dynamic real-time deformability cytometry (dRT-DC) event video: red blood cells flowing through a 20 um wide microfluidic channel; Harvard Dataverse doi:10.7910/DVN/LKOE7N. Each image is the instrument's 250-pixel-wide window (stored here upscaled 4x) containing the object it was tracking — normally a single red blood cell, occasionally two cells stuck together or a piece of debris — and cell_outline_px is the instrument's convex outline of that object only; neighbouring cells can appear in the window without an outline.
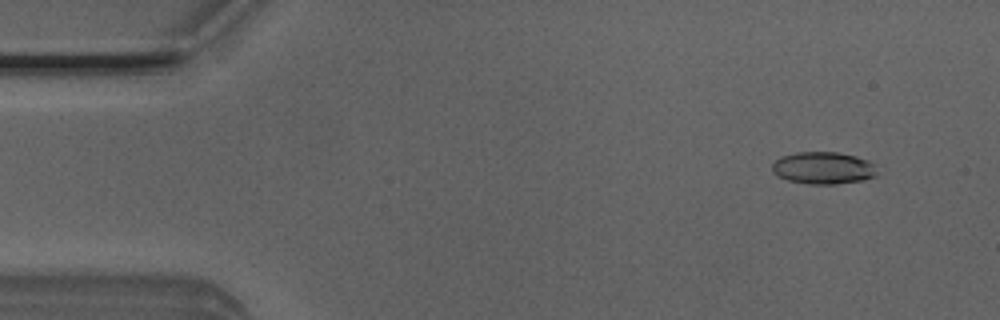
{"species": "Egyptian fruit bat (a non-hibernating species)", "species_latin": "Rousettus aegyptiacus", "temperature_condition": "room temperature", "stored_images_in_passage": 51, "segment_of_instrument_passage": [1, 2], "camera_frame_rate_fps": 3000, "um_per_image_px": 0.085, "animal": {"sex": "male"}, "frame": {"image": 1, "passage_image": 4, "time_ms": 1.0, "image_size_px": [1000, 320], "cell_outline_px": [[880, 176], [860, 180], [836, 184], [808, 184], [788, 180], [776, 176], [772, 172], [772, 164], [780, 156], [796, 152], [836, 152], [856, 156], [868, 160], [876, 164]], "centroid_in_image_um": [70.01, 14.28], "position_along_channel_um": 15.0, "area_um2": 20.06}}
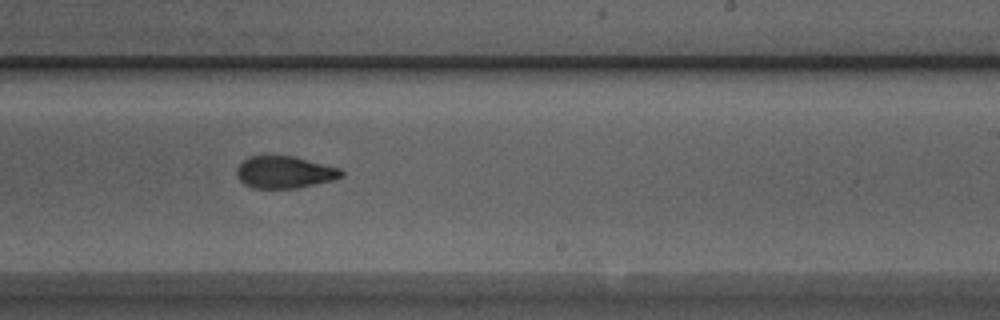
{"frame": {"image": 2, "passage_image": 30, "time_ms": 9.667, "image_size_px": [1000, 320], "cell_outline_px": [[344, 176], [336, 180], [296, 188], [252, 188], [244, 184], [236, 176], [236, 168], [248, 156], [292, 156], [340, 168], [344, 172]], "centroid_in_image_um": [24.2, 14.65], "position_along_channel_um": 264.8, "area_um2": 19.65}}
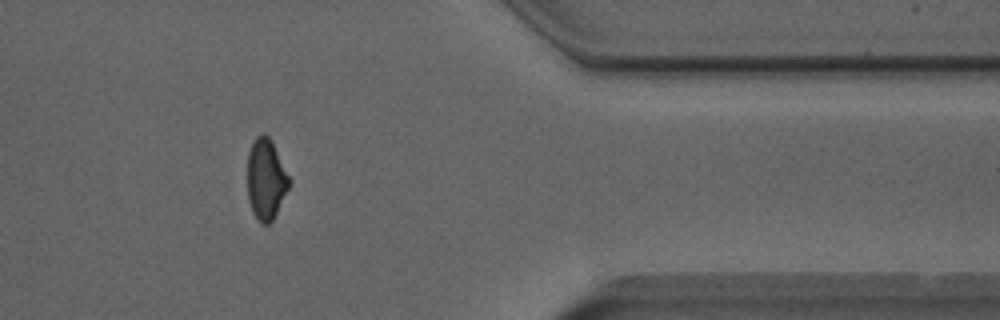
{"frame": {"image": 3, "passage_image": 41, "time_ms": 13.333, "image_size_px": [1000, 320], "cell_outline_px": [[292, 184], [272, 220], [268, 224], [260, 224], [252, 212], [248, 200], [248, 152], [256, 136], [264, 132], [272, 140]], "centroid_in_image_um": [22.61, 15.24], "position_along_channel_um": 388.8, "area_um2": 19.77}}